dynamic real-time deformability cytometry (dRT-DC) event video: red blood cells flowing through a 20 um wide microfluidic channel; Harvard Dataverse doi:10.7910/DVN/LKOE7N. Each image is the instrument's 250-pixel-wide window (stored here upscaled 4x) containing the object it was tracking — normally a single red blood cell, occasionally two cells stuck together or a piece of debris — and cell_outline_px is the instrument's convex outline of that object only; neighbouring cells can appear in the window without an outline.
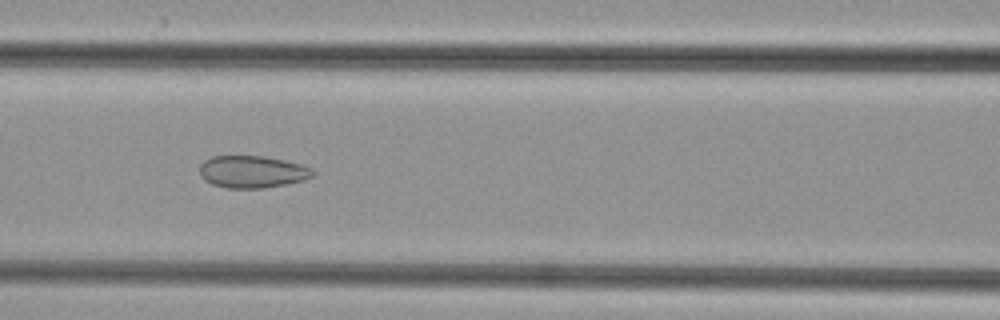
{"species": "common noctule bat (a hibernating species)", "species_latin": "Nyctalus noctula", "temperature_condition": "cold", "stored_images_in_passage": 29, "camera_frame_rate_fps": 3000, "um_per_image_px": 0.085, "animal": {"sex": "female", "body_mass_g": 29.2, "forearm_length_mm": 56.3}, "frame": {"image": 1, "passage_image": 10, "time_ms": 3.0, "image_size_px": [1000, 320], "cell_outline_px": [[316, 172], [312, 176], [304, 180], [288, 184], [264, 188], [224, 188], [212, 184], [204, 180], [200, 176], [200, 164], [204, 160], [212, 156], [264, 156], [304, 164], [312, 168]], "centroid_in_image_um": [21.46, 14.6], "position_along_channel_um": 145.1, "area_um2": 21.56}}
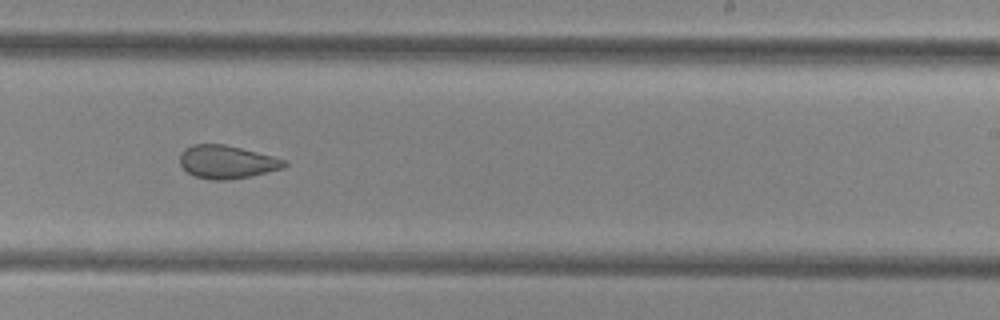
{"frame": {"image": 2, "passage_image": 19, "time_ms": 6.0, "image_size_px": [1000, 320], "cell_outline_px": [[288, 164], [284, 168], [248, 176], [224, 180], [212, 180], [196, 176], [188, 172], [180, 164], [180, 152], [184, 148], [192, 144], [224, 144], [288, 160]], "centroid_in_image_um": [19.27, 13.75], "position_along_channel_um": 269.7, "area_um2": 20.0}}
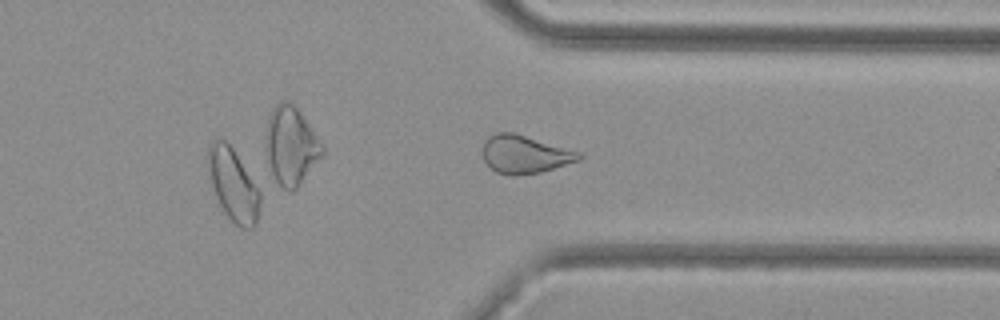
{"frame": {"image": 3, "passage_image": 26, "time_ms": 8.333, "image_size_px": [1000, 320], "cell_outline_px": [[260, 200], [256, 224], [252, 228], [240, 228], [224, 212], [212, 188], [208, 176], [208, 144], [212, 140], [220, 136], [232, 148], [260, 188]], "centroid_in_image_um": [19.8, 15.67], "position_along_channel_um": 391.6, "area_um2": 22.08}}